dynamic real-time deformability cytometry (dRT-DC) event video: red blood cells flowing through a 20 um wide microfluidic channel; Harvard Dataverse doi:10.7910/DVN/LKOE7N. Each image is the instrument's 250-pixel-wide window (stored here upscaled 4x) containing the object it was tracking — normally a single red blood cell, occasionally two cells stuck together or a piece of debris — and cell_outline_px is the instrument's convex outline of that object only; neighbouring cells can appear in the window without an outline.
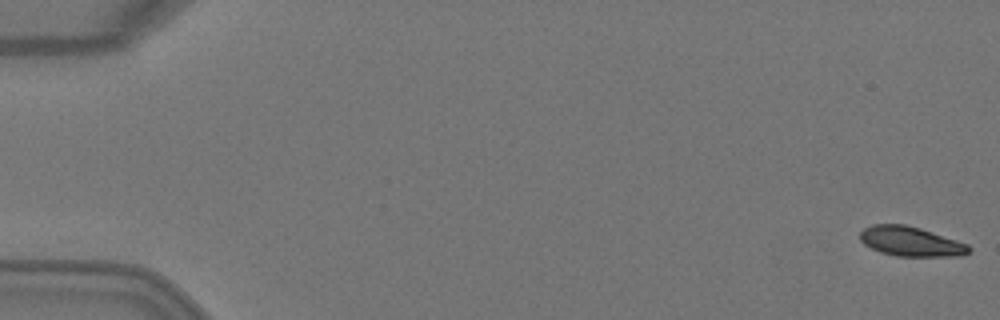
{"species": "Egyptian fruit bat (a non-hibernating species)", "species_latin": "Rousettus aegyptiacus", "temperature_condition": "warm", "stored_images_in_passage": 5, "camera_frame_rate_fps": 3000, "um_per_image_px": 0.085, "animal": {"sex": "female"}, "frame": {"image": 1, "passage_image": 1, "time_ms": 0.0, "image_size_px": [1000, 320], "cell_outline_px": [[972, 252], [964, 256], [896, 256], [880, 252], [864, 244], [860, 240], [860, 232], [864, 228], [872, 224], [904, 224], [920, 228], [968, 244], [972, 248]], "centroid_in_image_um": [77.44, 20.53], "position_along_channel_um": 7.6, "area_um2": 18.9}}
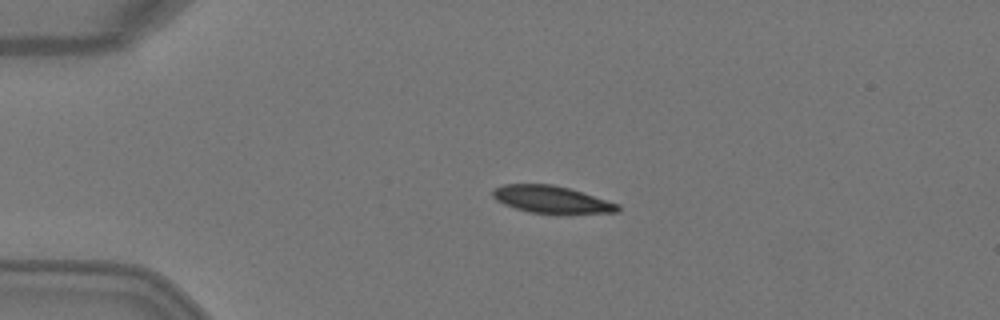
{"frame": {"image": 2, "passage_image": 4, "time_ms": 1.0, "image_size_px": [1000, 320], "cell_outline_px": [[620, 212], [568, 216], [560, 216], [528, 212], [504, 204], [496, 200], [492, 196], [492, 192], [496, 188], [504, 184], [552, 184], [568, 188], [620, 204]], "centroid_in_image_um": [46.96, 17.01], "position_along_channel_um": 38.0, "area_um2": 20.63}}